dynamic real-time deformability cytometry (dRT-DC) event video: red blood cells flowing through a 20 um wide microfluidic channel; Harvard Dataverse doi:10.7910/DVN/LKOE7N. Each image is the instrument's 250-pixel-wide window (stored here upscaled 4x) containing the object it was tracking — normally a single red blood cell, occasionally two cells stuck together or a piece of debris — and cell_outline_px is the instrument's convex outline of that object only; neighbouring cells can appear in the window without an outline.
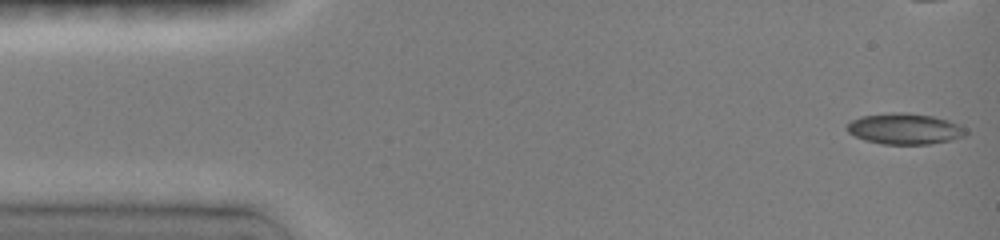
{"species": "common noctule bat (a hibernating species)", "species_latin": "Nyctalus noctula", "temperature_condition": "room temperature", "stored_images_in_passage": 47, "camera_frame_rate_fps": 3000, "um_per_image_px": 0.085, "animal": {"sex": "female", "body_mass_g": 19.0, "forearm_length_mm": 51.5}, "frame": {"image": 1, "passage_image": 1, "time_ms": 0.0, "image_size_px": [1000, 240], "cell_outline_px": [[968, 132], [964, 136], [952, 140], [928, 144], [880, 144], [864, 140], [848, 132], [848, 124], [852, 120], [860, 116], [892, 112], [908, 112], [932, 116], [948, 120], [968, 128]], "centroid_in_image_um": [76.94, 10.94], "position_along_channel_um": 8.1, "area_um2": 21.56}}
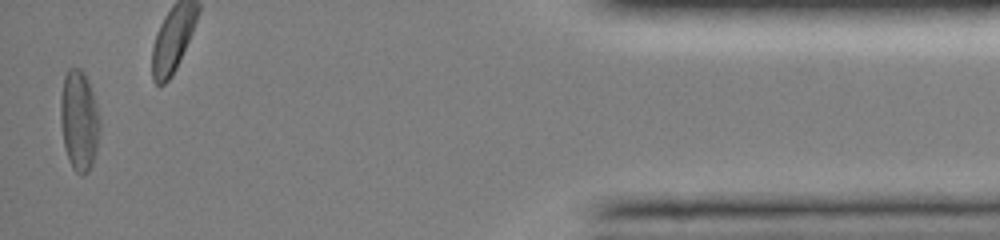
{"frame": {"image": 2, "passage_image": 46, "time_ms": 15.0, "image_size_px": [1000, 240], "cell_outline_px": [[100, 128], [96, 152], [92, 164], [88, 172], [84, 176], [80, 176], [72, 168], [68, 160], [64, 148], [60, 120], [60, 96], [64, 76], [68, 68], [80, 68], [84, 72], [92, 92], [100, 116]], "centroid_in_image_um": [6.71, 10.27], "position_along_channel_um": 428.5, "area_um2": 23.35}, "authors_computed_cell_mechanics": {"area_um2": 20.5768, "velocity_mm_per_s": 4.0357, "shape_relaxation_time_tau1_ms": 6.2191, "shape_relaxation_time_tau2_ms": 4.6751, "deformation_change_tau1": 0.2064, "deformation_change_tau2": 0.1223}}